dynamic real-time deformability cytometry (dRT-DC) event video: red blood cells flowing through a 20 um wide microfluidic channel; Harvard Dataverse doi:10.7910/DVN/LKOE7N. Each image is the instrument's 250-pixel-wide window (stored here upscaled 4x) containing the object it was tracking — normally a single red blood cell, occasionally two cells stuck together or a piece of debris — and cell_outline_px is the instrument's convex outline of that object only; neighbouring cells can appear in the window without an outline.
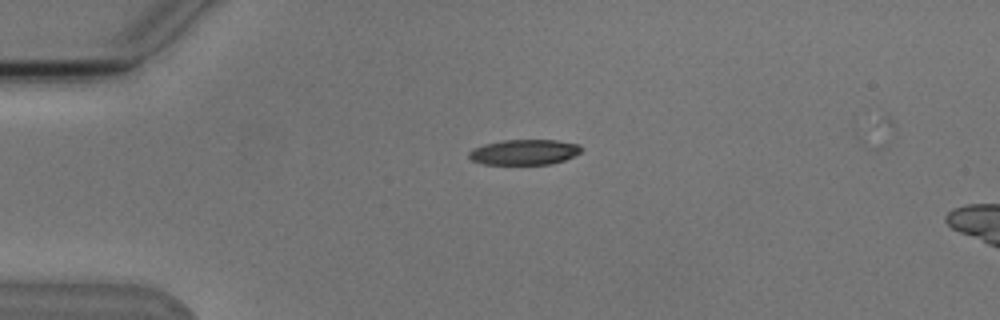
{"species": "Egyptian fruit bat (a non-hibernating species)", "species_latin": "Rousettus aegyptiacus", "temperature_condition": "cold", "stored_images_in_passage": 3, "camera_frame_rate_fps": 3000, "um_per_image_px": 0.085, "animal": {"sex": "male"}, "frame": {"image": 1, "passage_image": 1, "time_ms": 0.0, "image_size_px": [1000, 320], "cell_outline_px": [[580, 152], [564, 160], [552, 164], [484, 164], [472, 160], [468, 156], [468, 152], [484, 144], [504, 140], [556, 140], [580, 144]], "centroid_in_image_um": [44.56, 12.93], "position_along_channel_um": 40.4, "area_um2": 16.42}}